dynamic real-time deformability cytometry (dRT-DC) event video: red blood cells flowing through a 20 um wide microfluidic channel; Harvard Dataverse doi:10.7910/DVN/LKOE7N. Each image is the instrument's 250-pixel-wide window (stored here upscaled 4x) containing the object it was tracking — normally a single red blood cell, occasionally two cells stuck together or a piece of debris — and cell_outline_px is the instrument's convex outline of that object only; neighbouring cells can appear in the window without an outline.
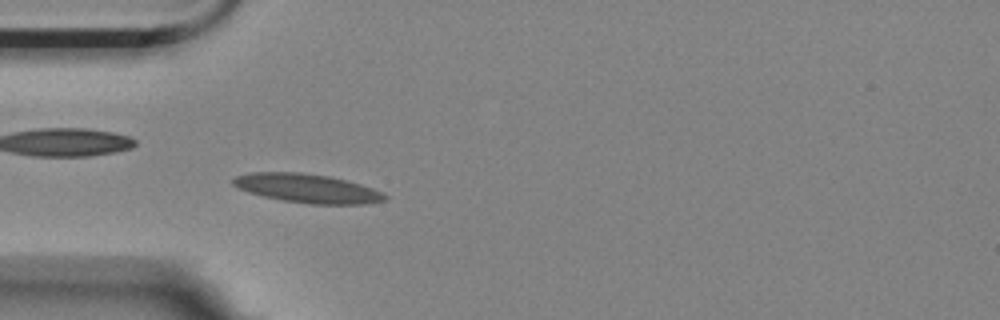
{"species": "Egyptian fruit bat (a non-hibernating species)", "species_latin": "Rousettus aegyptiacus", "temperature_condition": "room temperature", "stored_images_in_passage": 56, "camera_frame_rate_fps": 3000, "um_per_image_px": 0.085, "animal": {"sex": "female"}, "frame": {"image": 1, "passage_image": 16, "time_ms": 5.0, "image_size_px": [1000, 320], "cell_outline_px": [[388, 196], [384, 200], [368, 204], [312, 204], [284, 200], [264, 196], [248, 192], [232, 184], [232, 180], [236, 176], [252, 172], [300, 172], [328, 176], [360, 184], [372, 188]], "centroid_in_image_um": [26.11, 16.01], "position_along_channel_um": 58.9, "area_um2": 25.2}}
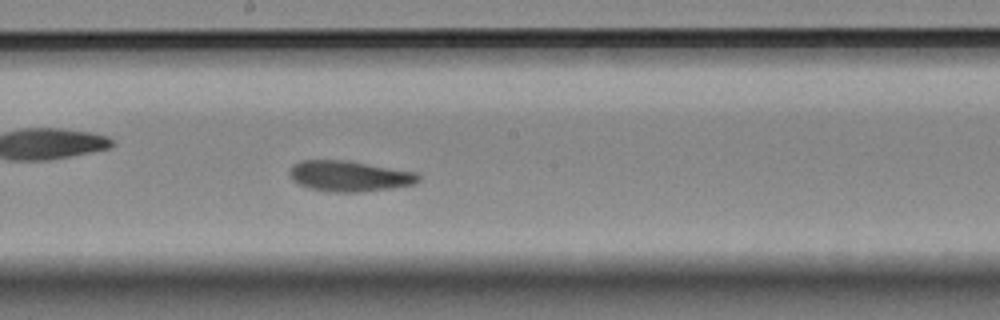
{"frame": {"image": 2, "passage_image": 30, "time_ms": 9.667, "image_size_px": [1000, 320], "cell_outline_px": [[420, 180], [412, 184], [392, 188], [360, 192], [328, 192], [308, 188], [292, 180], [288, 172], [292, 164], [300, 160], [344, 160], [416, 172], [420, 176]], "centroid_in_image_um": [29.64, 14.97], "position_along_channel_um": 218.6, "area_um2": 23.06}}
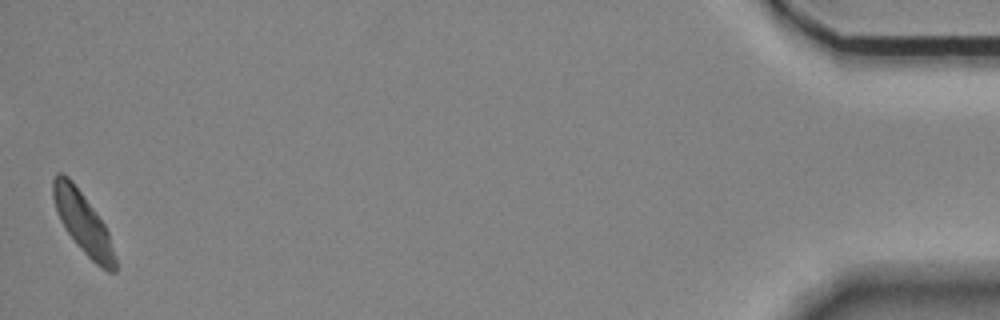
{"frame": {"image": 3, "passage_image": 56, "time_ms": 18.333, "image_size_px": [1000, 320], "cell_outline_px": [[116, 272], [108, 272], [96, 264], [76, 244], [64, 228], [60, 220], [52, 196], [52, 180], [56, 172], [60, 172], [68, 176], [72, 180], [96, 212], [104, 224], [108, 232], [116, 260]], "centroid_in_image_um": [7.03, 18.91], "position_along_channel_um": 428.2, "area_um2": 21.96}, "authors_computed_cell_mechanics": {"area_um2": 23.0622, "velocity_mm_per_s": 3.4631, "shape_relaxation_time_tau1_ms": null, "shape_relaxation_time_tau2_ms": 2.5268, "deformation_change_tau1": null, "deformation_change_tau2": 0.0606}}